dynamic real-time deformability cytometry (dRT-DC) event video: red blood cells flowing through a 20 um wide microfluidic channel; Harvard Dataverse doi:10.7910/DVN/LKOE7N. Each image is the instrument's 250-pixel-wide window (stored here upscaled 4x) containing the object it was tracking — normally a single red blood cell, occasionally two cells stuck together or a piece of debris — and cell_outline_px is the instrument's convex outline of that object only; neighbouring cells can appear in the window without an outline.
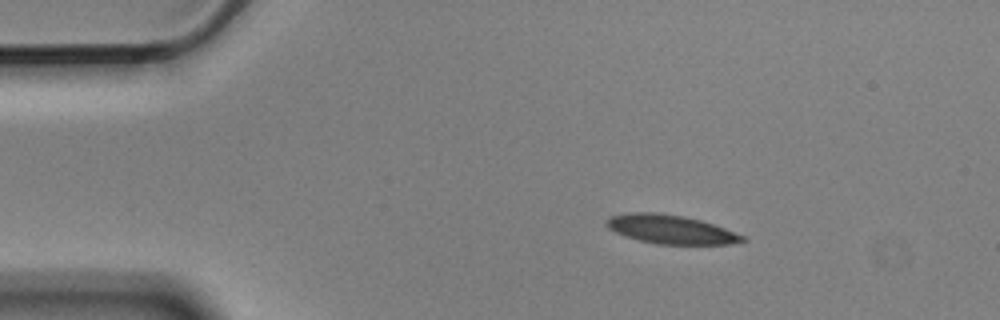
{"species": "Egyptian fruit bat (a non-hibernating species)", "species_latin": "Rousettus aegyptiacus", "temperature_condition": "cold", "stored_images_in_passage": 4, "camera_frame_rate_fps": 3000, "um_per_image_px": 0.085, "animal": {"sex": "male"}, "frame": {"image": 1, "passage_image": 2, "time_ms": 0.333, "image_size_px": [1000, 320], "cell_outline_px": [[748, 240], [732, 244], [656, 244], [640, 240], [616, 232], [608, 228], [604, 224], [604, 220], [612, 216], [628, 212], [656, 212], [684, 216], [700, 220], [724, 228], [744, 236]], "centroid_in_image_um": [56.99, 19.49], "position_along_channel_um": 28.0, "area_um2": 22.72}}